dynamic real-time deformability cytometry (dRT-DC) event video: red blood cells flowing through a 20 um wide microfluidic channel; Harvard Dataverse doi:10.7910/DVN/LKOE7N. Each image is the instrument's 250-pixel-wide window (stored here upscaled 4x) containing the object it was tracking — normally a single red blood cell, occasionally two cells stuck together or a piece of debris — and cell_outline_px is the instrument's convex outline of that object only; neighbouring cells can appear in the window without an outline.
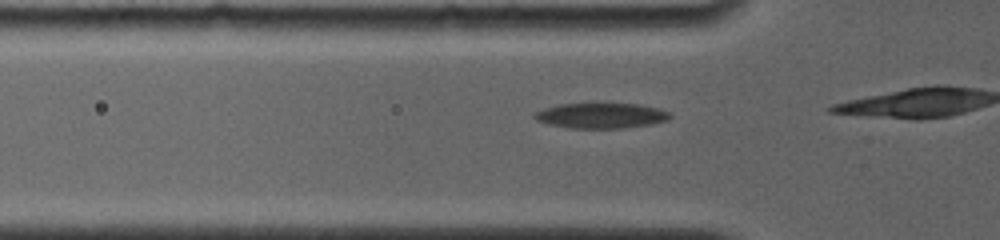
{"species": "common noctule bat (a hibernating species)", "species_latin": "Nyctalus noctula", "temperature_condition": "room temperature", "stored_images_in_passage": 4, "segment_of_instrument_passage": [2, 2], "camera_frame_rate_fps": 4000, "um_per_image_px": 0.085, "animal": {"sex": "female", "body_mass_g": 19.0, "forearm_length_mm": 56.7}, "frame": {"image": 1, "passage_image": 4, "time_ms": 2.75, "image_size_px": [1000, 240], "cell_outline_px": [[672, 116], [668, 120], [652, 124], [624, 128], [568, 128], [548, 124], [536, 120], [532, 116], [536, 112], [544, 108], [556, 104], [636, 104], [660, 108], [668, 112]], "centroid_in_image_um": [51.08, 9.83], "position_along_channel_um": 74.7, "area_um2": 20.0}}